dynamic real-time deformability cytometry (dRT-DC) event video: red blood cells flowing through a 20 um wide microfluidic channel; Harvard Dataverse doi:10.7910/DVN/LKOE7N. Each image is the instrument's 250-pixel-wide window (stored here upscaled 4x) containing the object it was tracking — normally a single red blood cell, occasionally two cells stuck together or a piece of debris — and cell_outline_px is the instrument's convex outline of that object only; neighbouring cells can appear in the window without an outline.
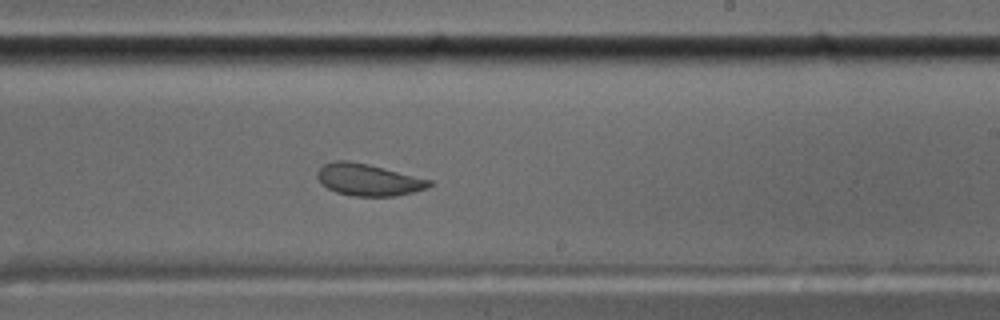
{"species": "common noctule bat (a hibernating species)", "species_latin": "Nyctalus noctula", "temperature_condition": "cold", "stored_images_in_passage": 58, "camera_frame_rate_fps": 3000, "um_per_image_px": 0.085, "animal": {"sex": "male", "body_mass_g": 17.5, "forearm_length_mm": 52.3}, "frame": {"image": 1, "passage_image": 34, "time_ms": 11.0, "image_size_px": [1000, 320], "cell_outline_px": [[432, 184], [428, 188], [396, 196], [352, 196], [336, 192], [328, 188], [316, 176], [316, 172], [324, 164], [332, 160], [348, 160], [368, 164], [432, 180]], "centroid_in_image_um": [31.3, 15.27], "position_along_channel_um": 257.7, "area_um2": 20.75}, "authors_computed_cell_mechanics": {"area_um2": 21.675, "velocity_mm_per_s": 3.5027, "shape_relaxation_time_tau1_ms": null, "shape_relaxation_time_tau2_ms": 2.3684, "deformation_change_tau1": null, "deformation_change_tau2": 0.0697}}